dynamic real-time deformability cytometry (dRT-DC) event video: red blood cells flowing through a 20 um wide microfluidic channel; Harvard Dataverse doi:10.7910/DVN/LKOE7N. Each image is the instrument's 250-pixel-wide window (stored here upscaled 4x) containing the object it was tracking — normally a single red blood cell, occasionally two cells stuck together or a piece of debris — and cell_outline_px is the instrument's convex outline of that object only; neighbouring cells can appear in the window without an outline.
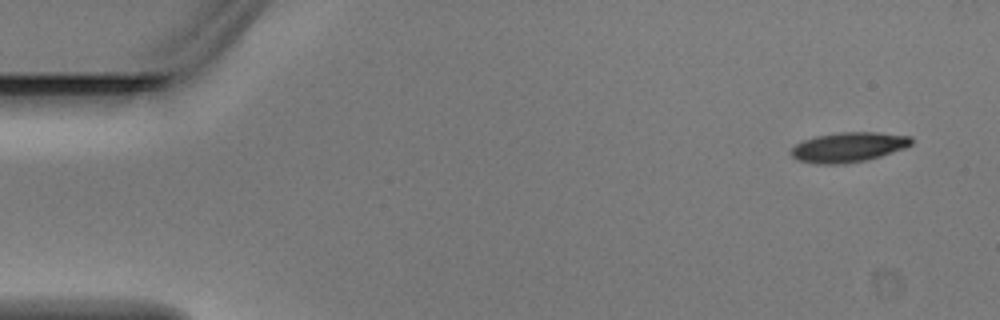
{"species": "Egyptian fruit bat (a non-hibernating species)", "species_latin": "Rousettus aegyptiacus", "temperature_condition": "warm", "stored_images_in_passage": 3, "camera_frame_rate_fps": 3000, "um_per_image_px": 0.085, "animal": {"sex": "male"}, "frame": {"image": 1, "passage_image": 1, "time_ms": 0.0, "image_size_px": [1000, 320], "cell_outline_px": [[912, 144], [904, 148], [880, 156], [864, 160], [844, 164], [816, 164], [796, 160], [792, 156], [792, 148], [796, 144], [804, 140], [816, 136], [840, 132], [876, 132], [912, 136]], "centroid_in_image_um": [72.11, 12.51], "position_along_channel_um": 12.9, "area_um2": 20.81}}
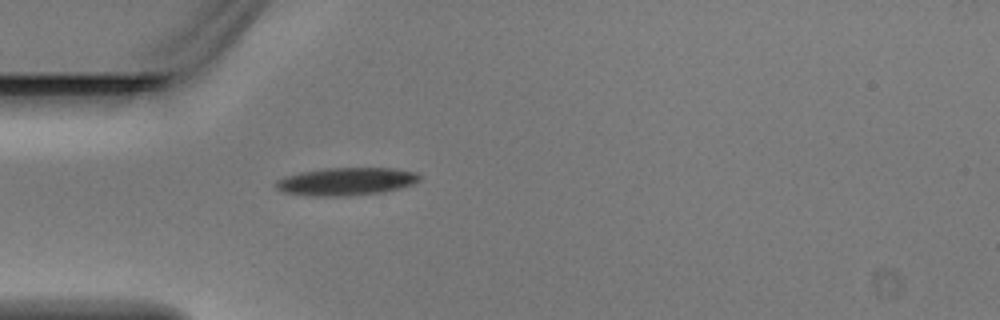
{"frame": {"image": 2, "passage_image": 3, "time_ms": 0.667, "image_size_px": [1000, 320], "cell_outline_px": [[420, 180], [404, 188], [384, 192], [348, 196], [308, 196], [280, 192], [276, 188], [276, 180], [284, 176], [300, 172], [328, 168], [392, 168], [416, 172], [420, 176]], "centroid_in_image_um": [29.41, 15.44], "position_along_channel_um": 55.6, "area_um2": 23.58}}